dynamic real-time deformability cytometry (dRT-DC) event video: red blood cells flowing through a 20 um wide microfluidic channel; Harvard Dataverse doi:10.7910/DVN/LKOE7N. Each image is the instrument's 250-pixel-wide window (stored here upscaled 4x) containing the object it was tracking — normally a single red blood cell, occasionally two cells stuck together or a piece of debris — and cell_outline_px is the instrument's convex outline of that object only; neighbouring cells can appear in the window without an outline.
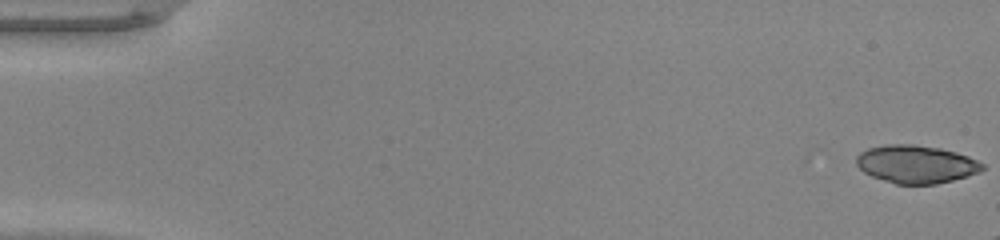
{"species": "common noctule bat (a hibernating species)", "species_latin": "Nyctalus noctula", "temperature_condition": "warm", "stored_images_in_passage": 13, "camera_frame_rate_fps": 3000, "um_per_image_px": 0.085, "animal": {"sex": "male", "body_mass_g": 20.0, "forearm_length_mm": 53.3}, "frame": {"image": 1, "passage_image": 1, "time_ms": 0.0, "image_size_px": [1000, 240], "cell_outline_px": [[984, 168], [980, 172], [968, 176], [936, 184], [896, 184], [872, 176], [864, 172], [856, 164], [856, 156], [860, 152], [868, 148], [884, 144], [912, 144], [940, 148], [956, 152], [968, 156], [984, 164]], "centroid_in_image_um": [77.86, 13.95], "position_along_channel_um": 7.1, "area_um2": 27.92}}